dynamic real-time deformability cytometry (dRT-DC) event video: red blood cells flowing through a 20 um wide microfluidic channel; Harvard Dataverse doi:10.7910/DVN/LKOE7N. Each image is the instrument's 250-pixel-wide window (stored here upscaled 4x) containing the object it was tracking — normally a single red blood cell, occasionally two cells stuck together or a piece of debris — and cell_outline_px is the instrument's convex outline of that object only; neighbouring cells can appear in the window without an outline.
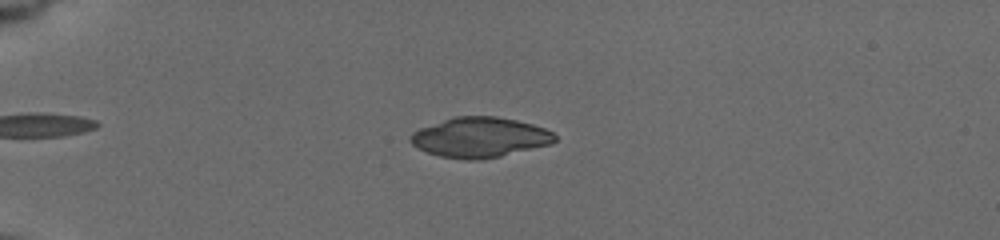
{"species": "common noctule bat (a hibernating species)", "species_latin": "Nyctalus noctula", "temperature_condition": "cold", "stored_images_in_passage": 52, "camera_frame_rate_fps": 3000, "um_per_image_px": 0.085, "animal": {"sex": "female", "body_mass_g": 19.5, "forearm_length_mm": 54.1}, "frame": {"image": 1, "passage_image": 12, "time_ms": 3.667, "image_size_px": [1000, 240], "cell_outline_px": [[556, 140], [552, 144], [500, 156], [476, 160], [468, 160], [440, 156], [428, 152], [412, 144], [408, 140], [408, 136], [412, 132], [420, 128], [456, 116], [496, 116], [516, 120], [532, 124], [544, 128], [552, 132], [556, 136]], "centroid_in_image_um": [40.79, 11.67], "position_along_channel_um": 44.2, "area_um2": 33.52}}